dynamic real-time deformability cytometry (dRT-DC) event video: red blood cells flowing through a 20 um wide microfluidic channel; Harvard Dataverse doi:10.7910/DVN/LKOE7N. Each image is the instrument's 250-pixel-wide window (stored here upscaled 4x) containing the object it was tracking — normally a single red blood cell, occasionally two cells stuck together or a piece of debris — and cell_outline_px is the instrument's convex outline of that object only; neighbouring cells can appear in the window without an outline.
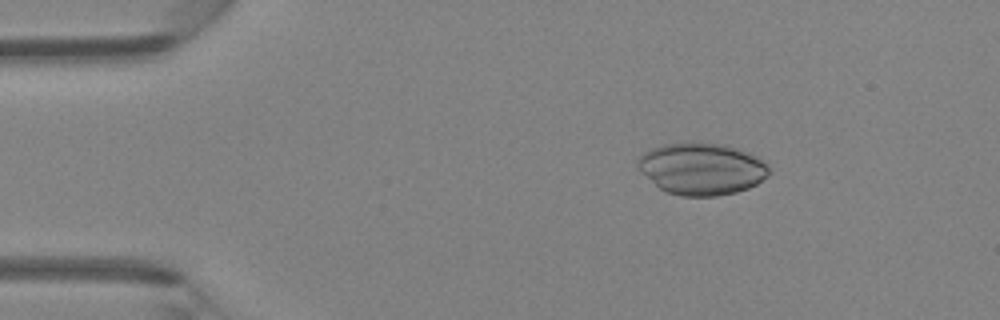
{"species": "Egyptian fruit bat (a non-hibernating species)", "species_latin": "Rousettus aegyptiacus", "temperature_condition": "room temperature", "stored_images_in_passage": 42, "camera_frame_rate_fps": 3000, "um_per_image_px": 0.085, "animal": {"sex": "female"}, "frame": {"image": 1, "passage_image": 4, "time_ms": 1.0, "image_size_px": [1000, 320], "cell_outline_px": [[772, 172], [768, 176], [756, 184], [748, 188], [736, 192], [716, 196], [680, 196], [664, 192], [640, 172], [636, 164], [636, 160], [644, 152], [652, 148], [664, 144], [688, 140], [724, 144], [748, 152], [756, 156], [768, 164]], "centroid_in_image_um": [59.63, 14.33], "position_along_channel_um": 25.4, "area_um2": 40.52}}
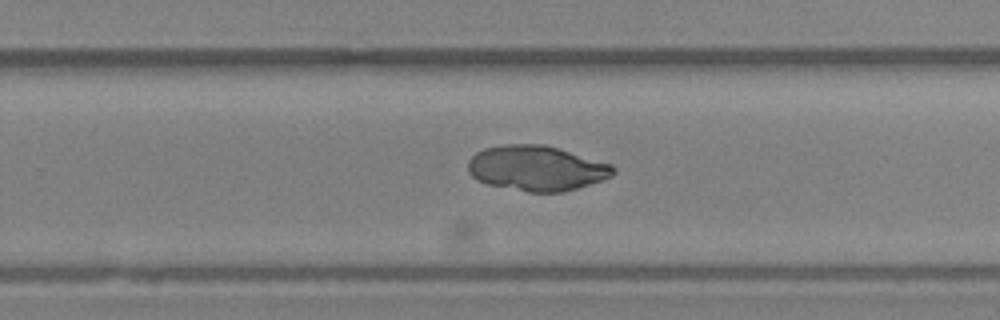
{"frame": {"image": 2, "passage_image": 26, "time_ms": 8.333, "image_size_px": [1000, 320], "cell_outline_px": [[616, 172], [612, 176], [576, 188], [560, 192], [528, 192], [488, 184], [476, 180], [468, 172], [468, 160], [476, 152], [484, 148], [508, 144], [544, 144], [612, 164], [616, 168]], "centroid_in_image_um": [45.59, 14.29], "position_along_channel_um": 284.2, "area_um2": 38.09}}
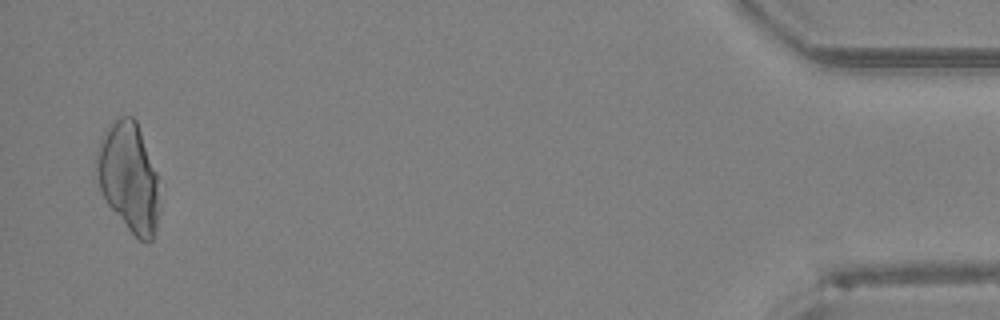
{"frame": {"image": 3, "passage_image": 41, "time_ms": 13.333, "image_size_px": [1000, 320], "cell_outline_px": [[160, 212], [156, 228], [152, 240], [140, 240], [128, 228], [108, 204], [100, 188], [96, 176], [96, 152], [100, 140], [108, 128], [120, 116], [132, 116], [136, 120], [156, 172], [160, 204]], "centroid_in_image_um": [10.95, 15.07], "position_along_channel_um": 424.2, "area_um2": 39.48}}